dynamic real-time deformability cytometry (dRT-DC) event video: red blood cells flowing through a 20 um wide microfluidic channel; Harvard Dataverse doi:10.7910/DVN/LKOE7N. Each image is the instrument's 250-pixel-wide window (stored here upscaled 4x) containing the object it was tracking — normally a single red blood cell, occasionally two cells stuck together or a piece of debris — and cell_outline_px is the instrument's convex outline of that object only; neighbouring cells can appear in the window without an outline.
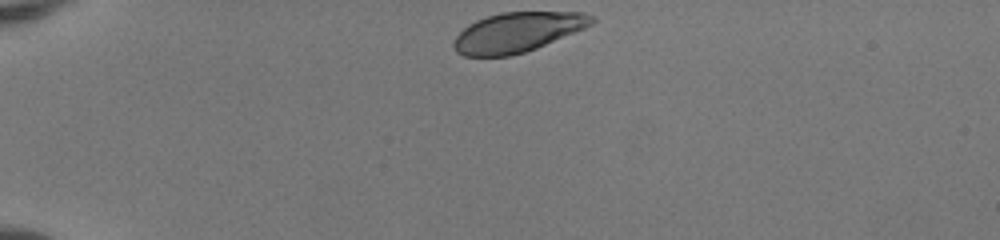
{"species": "human", "species_latin": "Homo sapiens", "temperature_condition": "room temperature", "stored_images_in_passage": 35, "camera_frame_rate_fps": 3000, "um_per_image_px": 0.085, "donor": {"sex": "female"}, "frame": {"image": 1, "passage_image": 1, "time_ms": 0.0, "image_size_px": [1000, 240], "cell_outline_px": [[596, 20], [592, 24], [584, 28], [536, 48], [524, 52], [508, 56], [464, 56], [456, 52], [452, 44], [456, 36], [468, 24], [476, 20], [500, 12], [584, 12], [596, 16]], "centroid_in_image_um": [43.98, 2.73], "position_along_channel_um": 41.0, "area_um2": 31.91}}
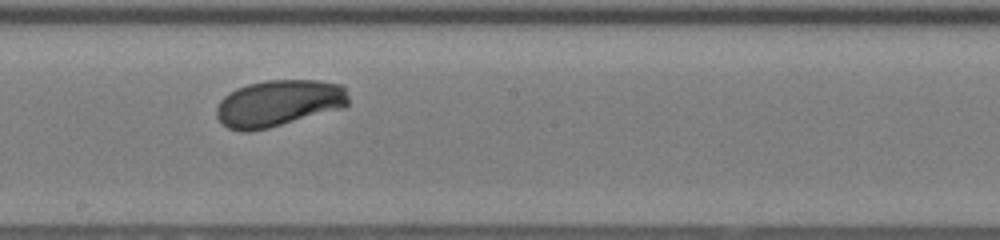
{"frame": {"image": 2, "passage_image": 19, "time_ms": 6.0, "image_size_px": [1000, 240], "cell_outline_px": [[348, 104], [344, 108], [268, 128], [248, 132], [240, 132], [228, 128], [216, 116], [216, 108], [220, 100], [228, 92], [236, 88], [248, 84], [268, 80], [316, 80], [344, 84], [348, 96]], "centroid_in_image_um": [23.69, 8.77], "position_along_channel_um": 224.5, "area_um2": 36.13}}
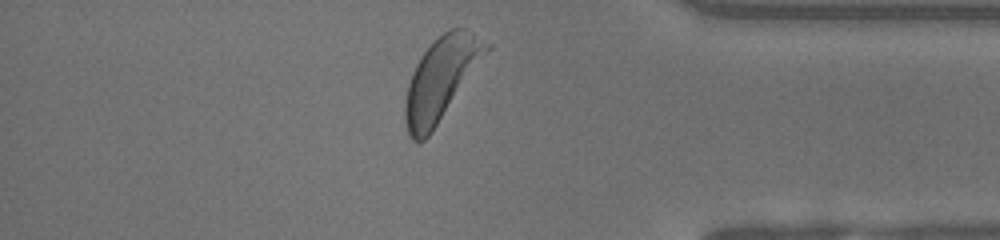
{"frame": {"image": 3, "passage_image": 33, "time_ms": 10.667, "image_size_px": [1000, 240], "cell_outline_px": [[480, 48], [432, 132], [424, 140], [412, 140], [408, 136], [404, 120], [404, 104], [408, 84], [412, 72], [420, 56], [448, 28], [464, 28], [472, 32], [480, 44]], "centroid_in_image_um": [37.18, 6.81], "position_along_channel_um": 398.0, "area_um2": 34.56}, "authors_computed_cell_mechanics": {"area_um2": 35.836, "velocity_mm_per_s": 4.0423, "shape_relaxation_time_tau1_ms": 2.2939, "shape_relaxation_time_tau2_ms": null, "deformation_change_tau1": 0.1321, "deformation_change_tau2": null}}